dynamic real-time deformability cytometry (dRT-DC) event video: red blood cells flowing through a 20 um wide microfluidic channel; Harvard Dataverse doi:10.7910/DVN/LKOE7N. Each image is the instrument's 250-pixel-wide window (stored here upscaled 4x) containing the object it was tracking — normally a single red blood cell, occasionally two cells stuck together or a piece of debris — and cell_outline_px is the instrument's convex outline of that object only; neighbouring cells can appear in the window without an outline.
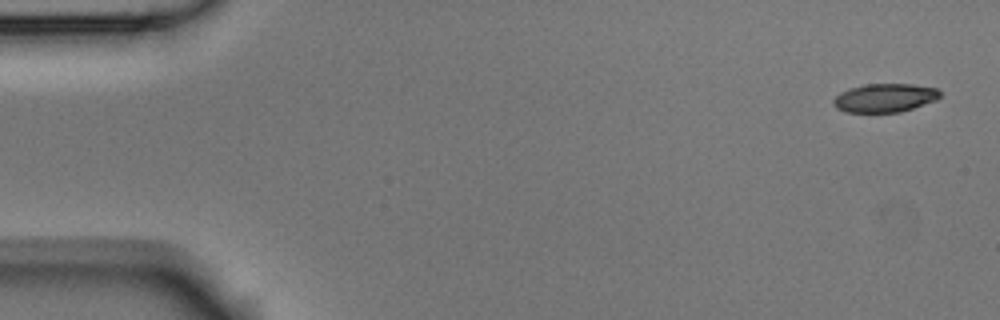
{"species": "Egyptian fruit bat (a non-hibernating species)", "species_latin": "Rousettus aegyptiacus", "temperature_condition": "room temperature", "stored_images_in_passage": 5, "camera_frame_rate_fps": 3000, "um_per_image_px": 0.085, "animal": {"sex": "male"}, "frame": {"image": 1, "passage_image": 1, "time_ms": 0.0, "image_size_px": [1000, 320], "cell_outline_px": [[940, 96], [936, 100], [900, 112], [844, 112], [836, 108], [832, 104], [832, 100], [840, 92], [852, 88], [868, 84], [912, 84], [936, 88], [940, 92]], "centroid_in_image_um": [75.18, 8.32], "position_along_channel_um": 9.8, "area_um2": 17.63}}
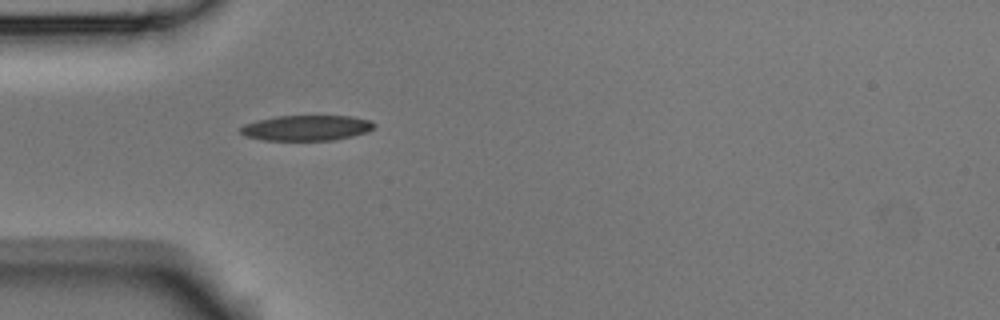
{"frame": {"image": 2, "passage_image": 5, "time_ms": 1.333, "image_size_px": [1000, 320], "cell_outline_px": [[376, 124], [368, 132], [352, 136], [332, 140], [264, 140], [248, 136], [240, 132], [240, 128], [244, 124], [256, 120], [276, 116], [352, 116], [372, 120]], "centroid_in_image_um": [26.08, 10.86], "position_along_channel_um": 58.9, "area_um2": 19.77}}